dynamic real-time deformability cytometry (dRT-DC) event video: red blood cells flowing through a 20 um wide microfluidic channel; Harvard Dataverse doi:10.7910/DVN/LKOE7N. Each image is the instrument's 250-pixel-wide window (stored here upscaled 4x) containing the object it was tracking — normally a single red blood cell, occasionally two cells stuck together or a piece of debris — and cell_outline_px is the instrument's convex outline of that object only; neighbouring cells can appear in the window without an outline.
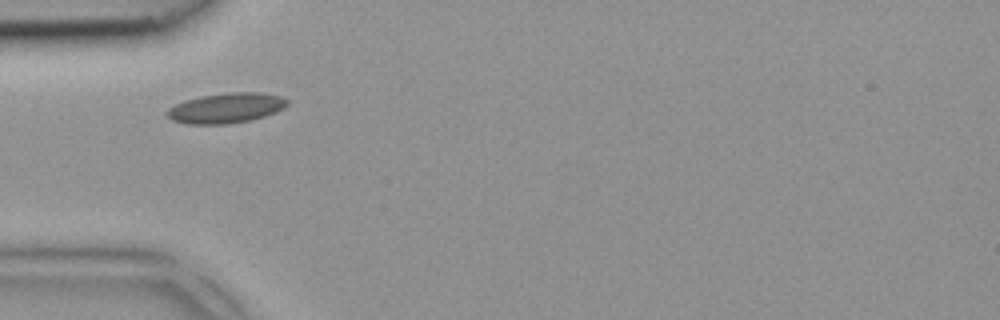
{"species": "common noctule bat (a hibernating species)", "species_latin": "Nyctalus noctula", "temperature_condition": "room temperature", "stored_images_in_passage": 2, "camera_frame_rate_fps": 3000, "um_per_image_px": 0.085, "animal": {"sex": "female", "body_mass_g": 18.4}, "frame": {"image": 1, "passage_image": 1, "time_ms": 0.0, "image_size_px": [1000, 320], "cell_outline_px": [[288, 104], [284, 108], [276, 112], [252, 120], [224, 124], [188, 124], [172, 120], [164, 112], [168, 108], [184, 100], [200, 96], [228, 92], [264, 92], [280, 96], [288, 100]], "centroid_in_image_um": [19.22, 9.17], "position_along_channel_um": 65.8, "area_um2": 21.27}}